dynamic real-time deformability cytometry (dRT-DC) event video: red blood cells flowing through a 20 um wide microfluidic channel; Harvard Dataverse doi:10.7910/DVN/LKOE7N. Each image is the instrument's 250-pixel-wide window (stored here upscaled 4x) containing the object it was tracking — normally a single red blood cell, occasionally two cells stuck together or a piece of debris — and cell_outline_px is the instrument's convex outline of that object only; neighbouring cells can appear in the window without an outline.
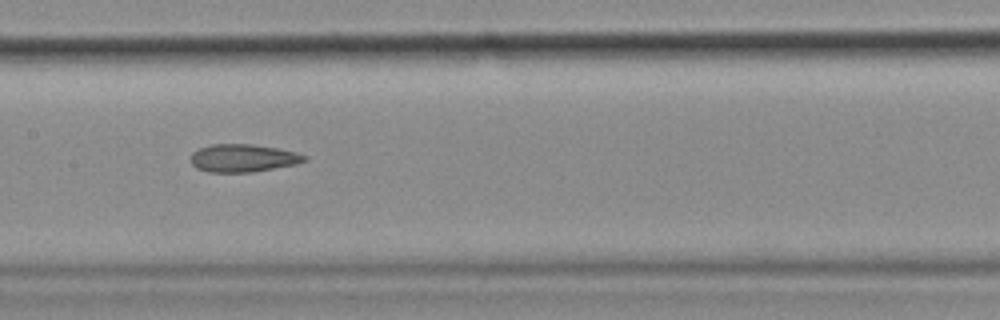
{"species": "common noctule bat (a hibernating species)", "species_latin": "Nyctalus noctula", "temperature_condition": "cold", "stored_images_in_passage": 44, "camera_frame_rate_fps": 3000, "um_per_image_px": 0.085, "animal": {"sex": "female", "body_mass_g": 18.4}, "frame": {"image": 1, "passage_image": 19, "time_ms": 6.0, "image_size_px": [1000, 320], "cell_outline_px": [[308, 160], [296, 164], [252, 172], [208, 172], [196, 168], [188, 160], [192, 152], [200, 148], [212, 144], [252, 144], [280, 148], [296, 152], [308, 156]], "centroid_in_image_um": [20.65, 13.43], "position_along_channel_um": 186.7, "area_um2": 18.67}}